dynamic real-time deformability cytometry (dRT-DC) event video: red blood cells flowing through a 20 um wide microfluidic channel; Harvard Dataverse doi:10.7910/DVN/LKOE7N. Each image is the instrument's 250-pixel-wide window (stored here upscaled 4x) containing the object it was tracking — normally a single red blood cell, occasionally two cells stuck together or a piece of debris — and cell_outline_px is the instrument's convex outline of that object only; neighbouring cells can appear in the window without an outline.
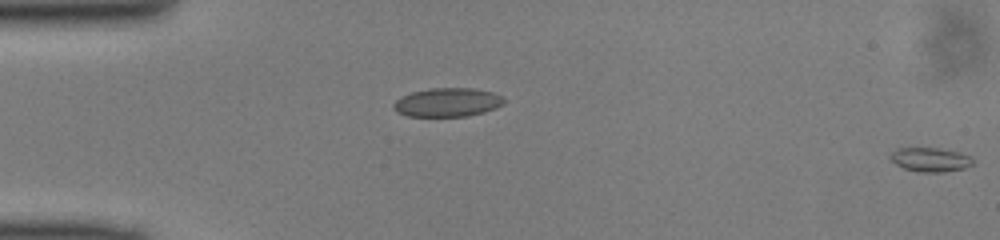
{"species": "common noctule bat (a hibernating species)", "species_latin": "Nyctalus noctula", "temperature_condition": "cold", "stored_images_in_passage": 13, "segment_of_instrument_passage": [2, 2], "camera_frame_rate_fps": 3000, "um_per_image_px": 0.085, "animal": {"sex": "male", "body_mass_g": 13.0, "forearm_length_mm": 53.1}, "frame": {"image": 1, "passage_image": 13, "time_ms": 4.0, "image_size_px": [1000, 240], "cell_outline_px": [[976, 160], [972, 164], [964, 168], [944, 172], [916, 172], [904, 168], [896, 164], [888, 156], [896, 148], [936, 148], [960, 152], [972, 156]], "centroid_in_image_um": [79.1, 13.57], "position_along_channel_um": 5.9, "area_um2": 11.73}}